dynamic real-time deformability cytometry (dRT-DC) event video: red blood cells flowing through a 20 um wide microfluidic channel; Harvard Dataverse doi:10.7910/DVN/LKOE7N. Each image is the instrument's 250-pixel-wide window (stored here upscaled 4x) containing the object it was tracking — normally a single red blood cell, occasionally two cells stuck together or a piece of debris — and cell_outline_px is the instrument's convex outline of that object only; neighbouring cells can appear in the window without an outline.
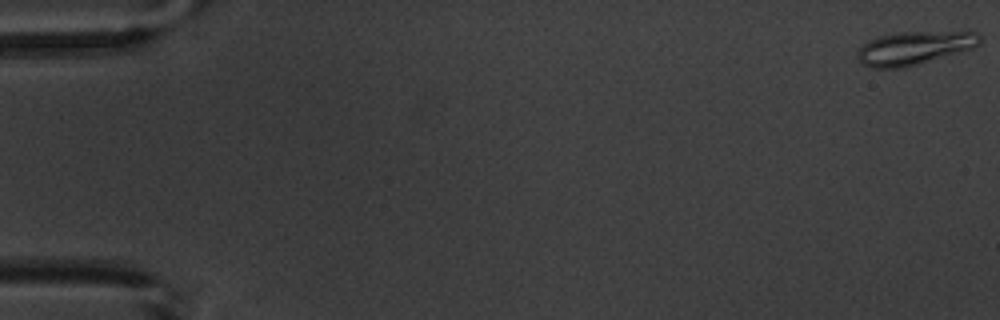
{"species": "common noctule bat (a hibernating species)", "species_latin": "Nyctalus noctula", "temperature_condition": "warm", "stored_images_in_passage": 5, "camera_frame_rate_fps": 3000, "um_per_image_px": 0.085, "animal": {"sex": "male", "body_mass_g": 20.1, "forearm_length_mm": 53.5}, "frame": {"image": 1, "passage_image": 1, "time_ms": 0.0, "image_size_px": [1000, 320], "cell_outline_px": [[980, 44], [976, 48], [904, 68], [872, 68], [864, 64], [856, 56], [856, 52], [860, 44], [868, 40], [880, 36], [896, 32], [968, 28], [980, 32]], "centroid_in_image_um": [77.84, 4.01], "position_along_channel_um": 7.2, "area_um2": 25.26}}
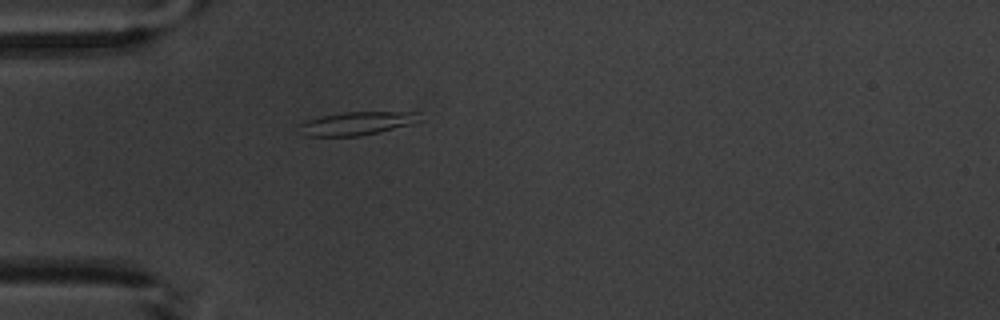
{"frame": {"image": 2, "passage_image": 5, "time_ms": 5.333, "image_size_px": [1000, 320], "cell_outline_px": [[420, 120], [412, 124], [380, 132], [360, 136], [304, 136], [296, 124], [308, 120], [324, 116], [344, 112], [420, 112]], "centroid_in_image_um": [30.33, 10.49], "position_along_channel_um": 54.7, "area_um2": 16.36}}